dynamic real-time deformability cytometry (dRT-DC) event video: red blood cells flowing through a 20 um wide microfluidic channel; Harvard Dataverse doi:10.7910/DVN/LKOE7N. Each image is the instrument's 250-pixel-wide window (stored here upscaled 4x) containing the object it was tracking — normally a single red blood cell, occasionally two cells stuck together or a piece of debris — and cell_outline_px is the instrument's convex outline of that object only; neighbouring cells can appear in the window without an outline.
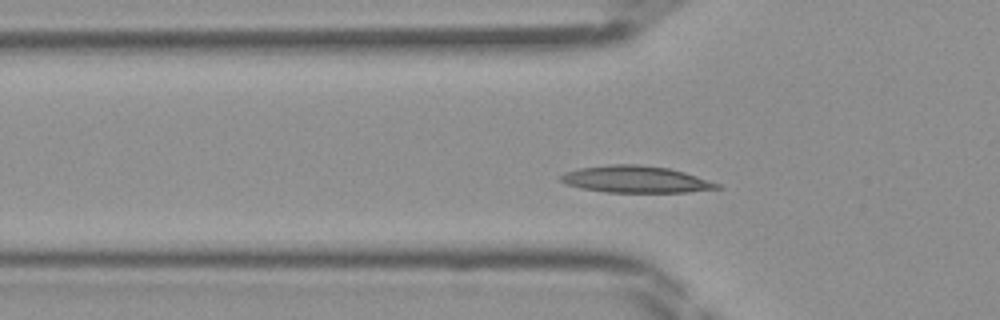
{"species": "Egyptian fruit bat (a non-hibernating species)", "species_latin": "Rousettus aegyptiacus", "temperature_condition": "room temperature", "stored_images_in_passage": 41, "camera_frame_rate_fps": 3000, "um_per_image_px": 0.085, "frame": {"image": 1, "passage_image": 9, "time_ms": 2.667, "image_size_px": [1000, 320], "cell_outline_px": [[724, 188], [688, 192], [604, 192], [580, 188], [568, 184], [560, 180], [560, 176], [564, 172], [580, 168], [608, 164], [640, 164], [668, 168], [684, 172], [720, 184]], "centroid_in_image_um": [54.04, 15.24], "position_along_channel_um": 71.8, "area_um2": 24.45}}
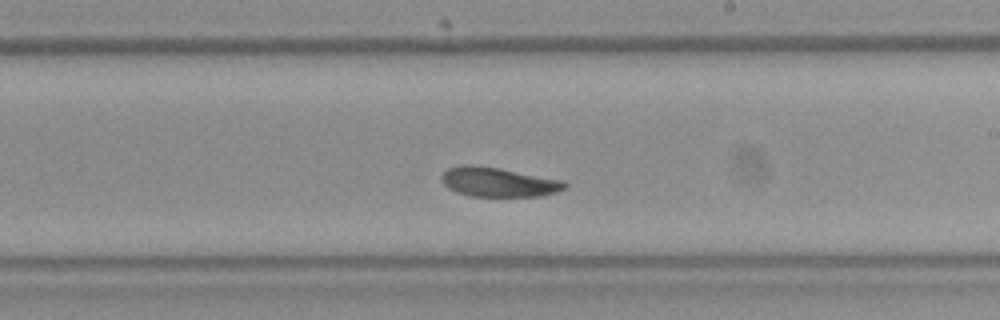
{"frame": {"image": 2, "passage_image": 21, "time_ms": 6.667, "image_size_px": [1000, 320], "cell_outline_px": [[568, 184], [564, 188], [556, 192], [540, 196], [468, 196], [456, 192], [448, 188], [440, 180], [440, 176], [448, 168], [464, 164], [476, 164], [500, 168], [564, 180]], "centroid_in_image_um": [42.33, 15.46], "position_along_channel_um": 246.7, "area_um2": 21.33}}
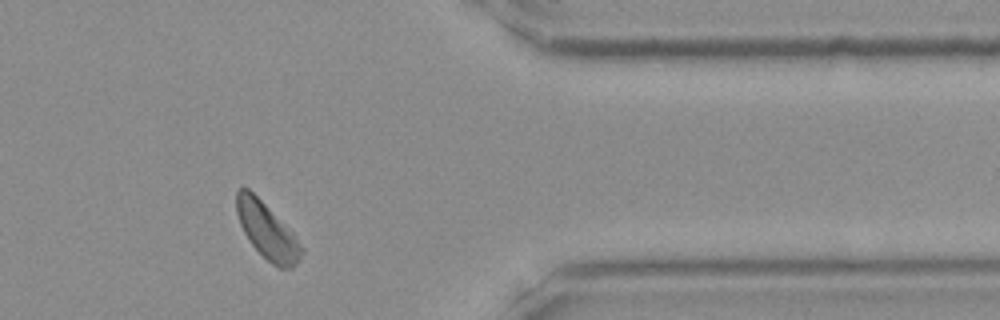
{"frame": {"image": 3, "passage_image": 32, "time_ms": 10.333, "image_size_px": [1000, 320], "cell_outline_px": [[304, 252], [300, 260], [292, 268], [280, 268], [272, 264], [248, 240], [240, 224], [236, 212], [236, 188], [248, 188], [292, 232], [304, 248]], "centroid_in_image_um": [22.71, 19.64], "position_along_channel_um": 388.7, "area_um2": 20.81}}